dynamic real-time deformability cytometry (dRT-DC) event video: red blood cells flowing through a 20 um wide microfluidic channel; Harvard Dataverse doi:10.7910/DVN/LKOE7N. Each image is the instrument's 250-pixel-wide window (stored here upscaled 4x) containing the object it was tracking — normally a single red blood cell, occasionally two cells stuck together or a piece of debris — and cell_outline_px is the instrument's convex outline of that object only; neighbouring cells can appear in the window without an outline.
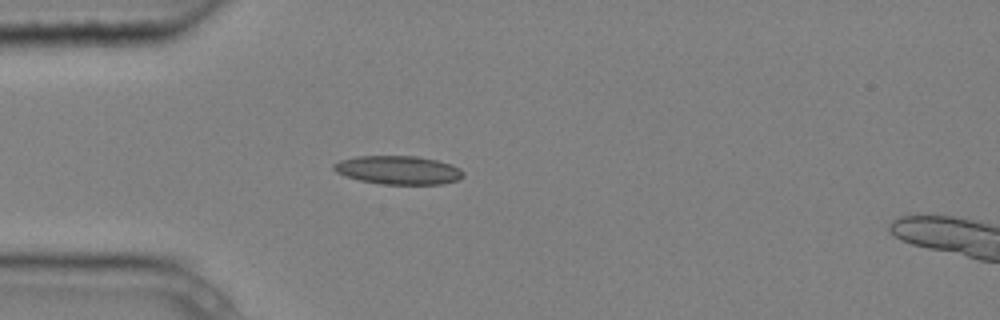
{"species": "common noctule bat (a hibernating species)", "species_latin": "Nyctalus noctula", "temperature_condition": "cold", "stored_images_in_passage": 6, "camera_frame_rate_fps": 3000, "um_per_image_px": 0.085, "animal": {"sex": "male", "body_mass_g": 20.4}, "frame": {"image": 1, "passage_image": 4, "time_ms": 1.0, "image_size_px": [1000, 320], "cell_outline_px": [[464, 176], [456, 180], [440, 184], [380, 184], [360, 180], [344, 176], [336, 172], [332, 168], [332, 164], [340, 160], [356, 156], [416, 156], [436, 160], [460, 168], [464, 172]], "centroid_in_image_um": [33.81, 14.45], "position_along_channel_um": 51.2, "area_um2": 21.5}}
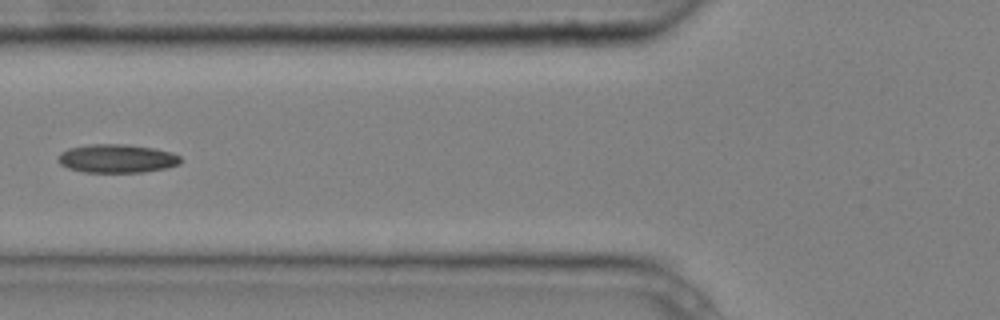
{"frame": {"image": 2, "passage_image": 6, "time_ms": 1.667, "image_size_px": [1000, 320], "cell_outline_px": [[180, 164], [164, 168], [144, 172], [84, 172], [68, 168], [60, 164], [56, 160], [60, 152], [68, 148], [92, 144], [128, 144], [152, 148], [172, 152], [180, 156]], "centroid_in_image_um": [9.9, 13.47], "position_along_channel_um": 115.9, "area_um2": 20.4}}